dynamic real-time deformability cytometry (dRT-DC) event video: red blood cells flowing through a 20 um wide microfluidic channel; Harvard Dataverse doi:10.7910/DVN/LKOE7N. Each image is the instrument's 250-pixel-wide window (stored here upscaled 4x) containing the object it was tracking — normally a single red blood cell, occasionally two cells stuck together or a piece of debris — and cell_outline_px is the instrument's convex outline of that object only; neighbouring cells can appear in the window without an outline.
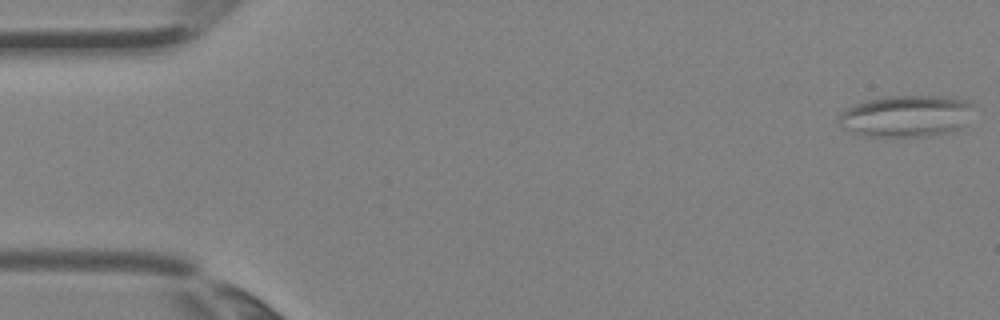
{"species": "Egyptian fruit bat (a non-hibernating species)", "species_latin": "Rousettus aegyptiacus", "temperature_condition": "room temperature", "stored_images_in_passage": 4, "camera_frame_rate_fps": 3000, "um_per_image_px": 0.085, "animal": {"sex": "female"}, "frame": {"image": 1, "passage_image": 1, "time_ms": 0.0, "image_size_px": [1000, 320], "cell_outline_px": [[972, 104], [964, 128], [952, 132], [928, 136], [892, 140], [864, 136], [852, 132], [844, 128], [840, 124], [840, 116], [844, 108], [852, 104], [880, 96], [944, 96], [968, 100]], "centroid_in_image_um": [76.99, 9.91], "position_along_channel_um": 8.0, "area_um2": 33.87}}